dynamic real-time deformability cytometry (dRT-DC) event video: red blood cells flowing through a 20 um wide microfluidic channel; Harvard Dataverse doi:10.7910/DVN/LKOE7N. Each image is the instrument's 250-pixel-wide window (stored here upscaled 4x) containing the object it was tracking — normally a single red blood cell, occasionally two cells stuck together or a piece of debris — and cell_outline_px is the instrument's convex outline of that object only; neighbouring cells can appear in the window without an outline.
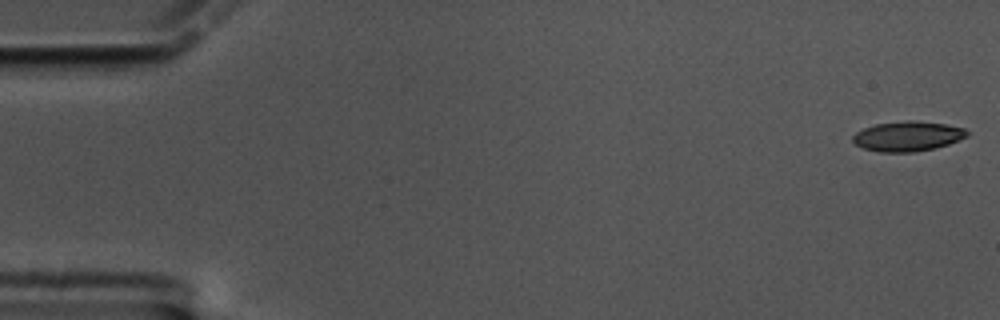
{"species": "common noctule bat (a hibernating species)", "species_latin": "Nyctalus noctula", "temperature_condition": "cold", "stored_images_in_passage": 11, "camera_frame_rate_fps": 3000, "um_per_image_px": 0.085, "animal": {"sex": "male", "body_mass_g": 17.5, "forearm_length_mm": 52.3}, "frame": {"image": 1, "passage_image": 1, "time_ms": 0.0, "image_size_px": [1000, 320], "cell_outline_px": [[968, 136], [948, 144], [916, 152], [880, 152], [864, 148], [856, 144], [852, 140], [852, 136], [856, 132], [864, 128], [876, 124], [904, 120], [912, 120], [944, 124], [964, 128], [968, 132]], "centroid_in_image_um": [77.13, 11.57], "position_along_channel_um": 7.9, "area_um2": 19.77}}